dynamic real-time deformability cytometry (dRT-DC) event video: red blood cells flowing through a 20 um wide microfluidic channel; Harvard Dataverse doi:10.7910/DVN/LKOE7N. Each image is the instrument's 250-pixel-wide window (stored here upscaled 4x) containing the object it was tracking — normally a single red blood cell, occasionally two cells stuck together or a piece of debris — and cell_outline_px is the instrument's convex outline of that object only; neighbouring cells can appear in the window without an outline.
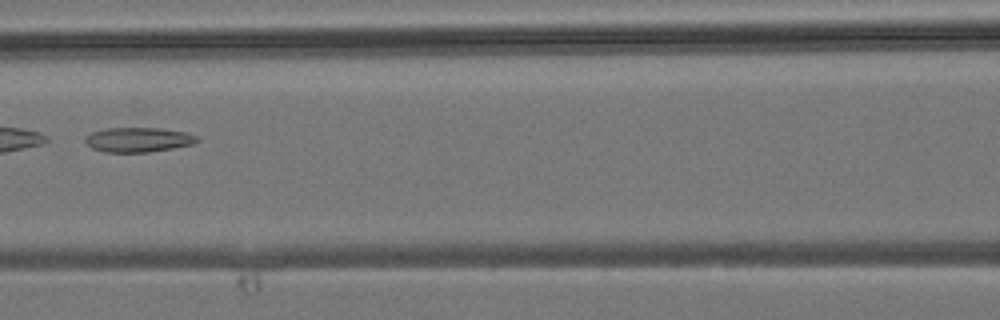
{"species": "common noctule bat (a hibernating species)", "species_latin": "Nyctalus noctula", "temperature_condition": "room temperature", "stored_images_in_passage": 24, "camera_frame_rate_fps": 3000, "um_per_image_px": 0.085, "animal": {"sex": "male", "body_mass_g": 19.2, "forearm_length_mm": 51.8}, "frame": {"image": 1, "passage_image": 14, "time_ms": 4.333, "image_size_px": [1000, 320], "cell_outline_px": [[200, 140], [192, 144], [172, 148], [148, 152], [104, 152], [92, 148], [84, 140], [84, 136], [92, 132], [108, 128], [160, 128], [184, 132], [196, 136]], "centroid_in_image_um": [11.72, 11.87], "position_along_channel_um": 154.9, "area_um2": 15.95}}